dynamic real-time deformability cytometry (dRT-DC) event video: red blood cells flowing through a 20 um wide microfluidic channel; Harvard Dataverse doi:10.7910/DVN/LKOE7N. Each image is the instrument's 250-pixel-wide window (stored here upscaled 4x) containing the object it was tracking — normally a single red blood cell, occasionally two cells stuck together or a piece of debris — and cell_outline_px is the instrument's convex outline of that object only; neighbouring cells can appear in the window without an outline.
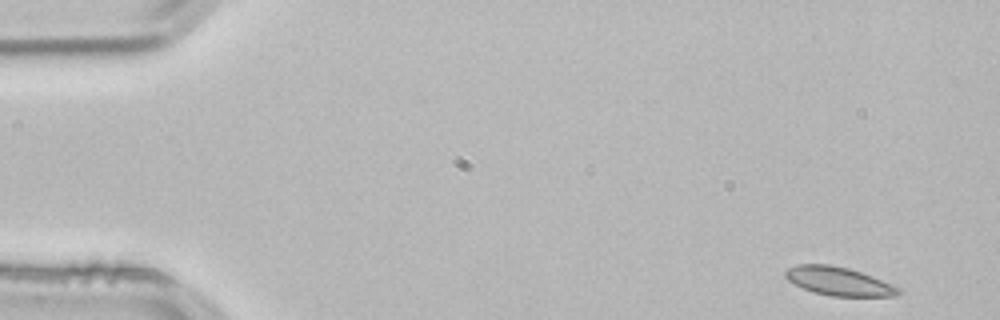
{"species": "common noctule bat (a hibernating species)", "species_latin": "Nyctalus noctula", "temperature_condition": "room temperature", "stored_images_in_passage": 51, "camera_frame_rate_fps": 3000, "um_per_image_px": 0.085, "animal": {"sex": "male", "body_mass_g": 21.5, "forearm_length_mm": 52.0}, "frame": {"image": 1, "passage_image": 1, "time_ms": 0.0, "image_size_px": [1000, 320], "cell_outline_px": [[904, 292], [896, 296], [832, 296], [812, 292], [788, 280], [784, 276], [784, 272], [788, 268], [796, 264], [828, 264], [848, 268], [872, 276], [900, 288]], "centroid_in_image_um": [71.29, 23.91], "position_along_channel_um": 13.7, "area_um2": 18.73}}
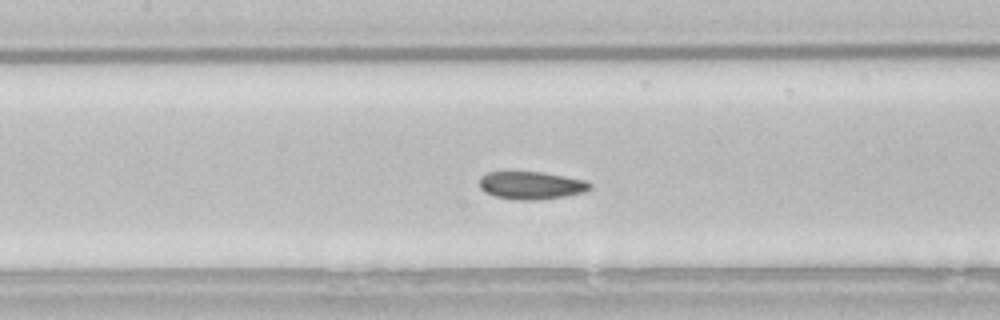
{"frame": {"image": 2, "passage_image": 22, "time_ms": 7.0, "image_size_px": [1000, 320], "cell_outline_px": [[592, 188], [584, 192], [564, 196], [536, 200], [516, 200], [496, 196], [484, 192], [480, 188], [480, 176], [488, 172], [544, 172], [584, 180], [592, 184]], "centroid_in_image_um": [45.15, 15.75], "position_along_channel_um": 162.3, "area_um2": 17.86}}
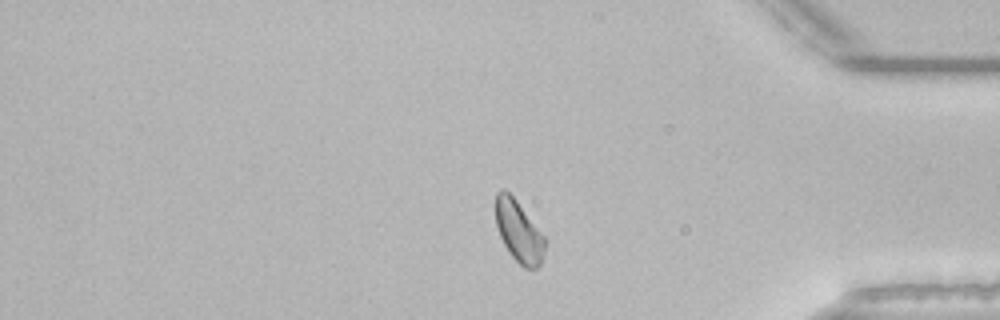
{"frame": {"image": 3, "passage_image": 42, "time_ms": 13.667, "image_size_px": [1000, 320], "cell_outline_px": [[544, 252], [540, 264], [536, 268], [524, 268], [508, 252], [500, 236], [496, 224], [496, 192], [500, 188], [504, 188], [516, 200], [544, 236]], "centroid_in_image_um": [44.07, 19.66], "position_along_channel_um": 391.1, "area_um2": 17.34}, "authors_computed_cell_mechanics": {"area_um2": 18.3226, "velocity_mm_per_s": 3.8042, "shape_relaxation_time_tau1_ms": 10.7103, "shape_relaxation_time_tau2_ms": 5.8175, "deformation_change_tau1": 0.1389, "deformation_change_tau2": 0.0896}}